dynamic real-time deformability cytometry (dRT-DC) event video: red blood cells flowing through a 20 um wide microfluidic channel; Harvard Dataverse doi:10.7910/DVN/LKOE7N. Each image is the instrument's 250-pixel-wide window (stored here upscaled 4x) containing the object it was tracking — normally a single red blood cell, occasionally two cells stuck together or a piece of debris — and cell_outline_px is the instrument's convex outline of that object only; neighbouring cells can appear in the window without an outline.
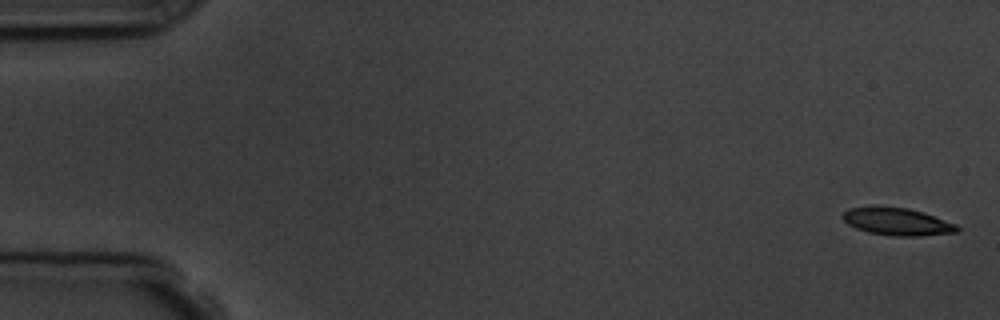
{"species": "common noctule bat (a hibernating species)", "species_latin": "Nyctalus noctula", "temperature_condition": "room temperature", "stored_images_in_passage": 5, "camera_frame_rate_fps": 3000, "um_per_image_px": 0.085, "animal": {"sex": "male", "body_mass_g": 19.5, "forearm_length_mm": 54.6}, "frame": {"image": 1, "passage_image": 1, "time_ms": 0.0, "image_size_px": [1000, 320], "cell_outline_px": [[960, 228], [956, 232], [920, 236], [892, 236], [868, 232], [856, 228], [848, 224], [840, 216], [848, 208], [908, 208], [924, 212], [956, 224]], "centroid_in_image_um": [76.28, 18.86], "position_along_channel_um": 8.7, "area_um2": 17.92}}
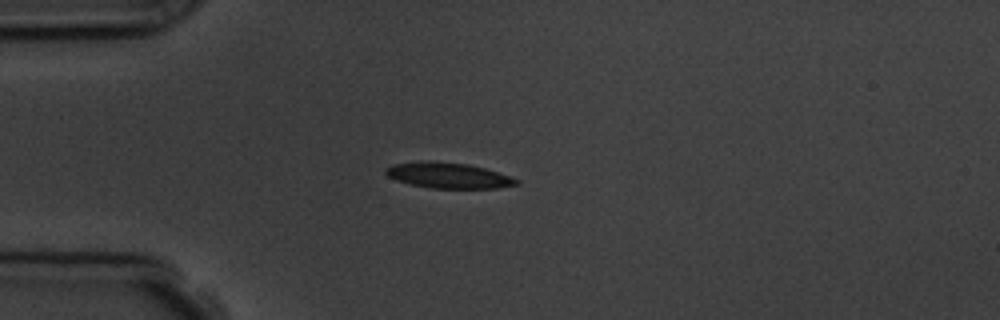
{"frame": {"image": 2, "passage_image": 5, "time_ms": 4.333, "image_size_px": [1000, 320], "cell_outline_px": [[520, 184], [496, 188], [432, 188], [408, 184], [396, 180], [388, 176], [384, 172], [384, 168], [392, 164], [420, 160], [428, 160], [468, 164], [484, 168], [520, 180]], "centroid_in_image_um": [38.04, 14.9], "position_along_channel_um": 47.0, "area_um2": 19.65}}